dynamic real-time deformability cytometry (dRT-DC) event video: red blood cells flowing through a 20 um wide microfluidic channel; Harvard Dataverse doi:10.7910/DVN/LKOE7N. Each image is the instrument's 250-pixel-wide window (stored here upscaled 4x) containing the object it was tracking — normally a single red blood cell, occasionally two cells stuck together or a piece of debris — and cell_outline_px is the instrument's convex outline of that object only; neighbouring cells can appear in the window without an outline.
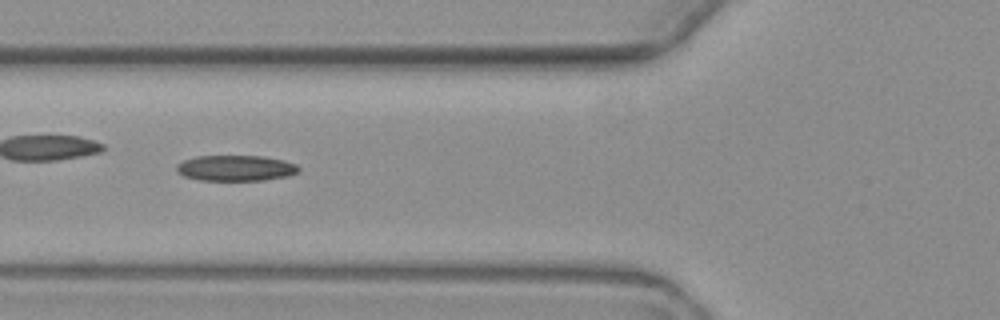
{"species": "common noctule bat (a hibernating species)", "species_latin": "Nyctalus noctula", "temperature_condition": "warm", "stored_images_in_passage": 7, "camera_frame_rate_fps": 3000, "um_per_image_px": 0.085, "animal": {"sex": "female", "body_mass_g": 19.3, "forearm_length_mm": 54.1}, "frame": {"image": 1, "passage_image": 6, "time_ms": 7.0, "image_size_px": [1000, 320], "cell_outline_px": [[300, 168], [296, 172], [288, 176], [264, 180], [200, 180], [184, 176], [176, 172], [176, 164], [184, 160], [196, 156], [264, 156], [284, 160], [296, 164]], "centroid_in_image_um": [20.01, 14.28], "position_along_channel_um": 105.8, "area_um2": 18.32}}
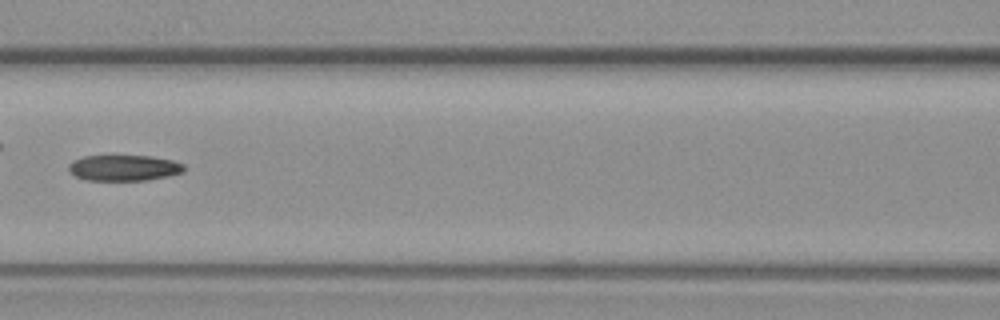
{"frame": {"image": 2, "passage_image": 7, "time_ms": 8.333, "image_size_px": [1000, 320], "cell_outline_px": [[184, 168], [180, 172], [164, 176], [144, 180], [84, 180], [76, 176], [68, 168], [68, 164], [72, 160], [84, 156], [152, 156], [172, 160], [184, 164]], "centroid_in_image_um": [10.47, 14.26], "position_along_channel_um": 156.1, "area_um2": 17.11}}